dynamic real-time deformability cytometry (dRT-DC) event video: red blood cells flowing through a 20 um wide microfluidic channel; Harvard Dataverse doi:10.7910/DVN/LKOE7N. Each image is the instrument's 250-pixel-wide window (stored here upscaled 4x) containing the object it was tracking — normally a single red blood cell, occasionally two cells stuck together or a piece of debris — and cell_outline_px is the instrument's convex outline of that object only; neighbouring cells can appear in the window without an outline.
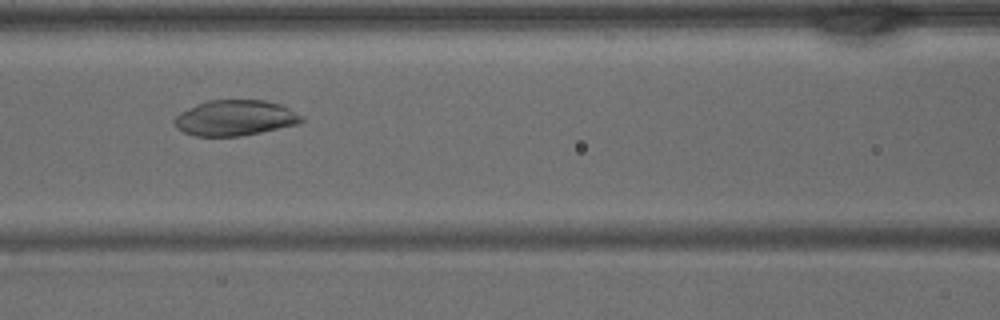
{"species": "common noctule bat (a hibernating species)", "species_latin": "Nyctalus noctula", "temperature_condition": "warm", "stored_images_in_passage": 40, "camera_frame_rate_fps": 3000, "um_per_image_px": 0.085, "animal": {"sex": "male", "body_mass_g": 15.6}, "frame": {"image": 1, "passage_image": 17, "time_ms": 5.333, "image_size_px": [1000, 320], "cell_outline_px": [[304, 120], [296, 124], [260, 132], [240, 136], [196, 136], [184, 132], [176, 128], [172, 120], [180, 112], [196, 104], [208, 100], [264, 100], [280, 104], [304, 116]], "centroid_in_image_um": [19.95, 10.02], "position_along_channel_um": 146.7, "area_um2": 26.3}}
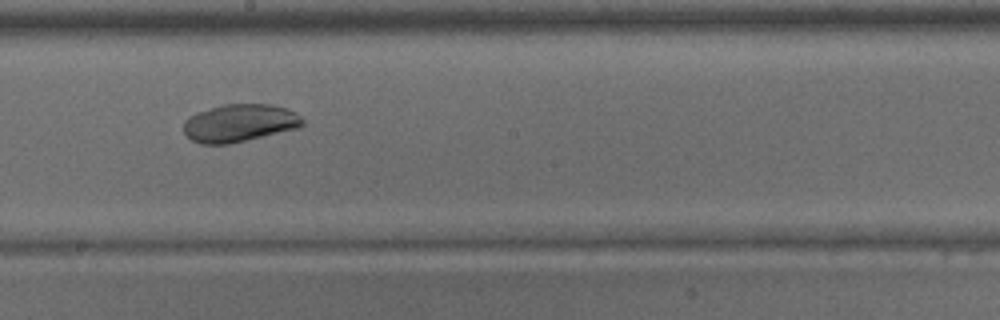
{"frame": {"image": 2, "passage_image": 22, "time_ms": 7.0, "image_size_px": [1000, 320], "cell_outline_px": [[304, 124], [300, 128], [228, 144], [200, 144], [192, 140], [184, 132], [184, 120], [188, 116], [196, 112], [220, 104], [272, 104], [288, 108], [296, 112], [304, 120]], "centroid_in_image_um": [20.37, 10.44], "position_along_channel_um": 227.8, "area_um2": 26.47}}
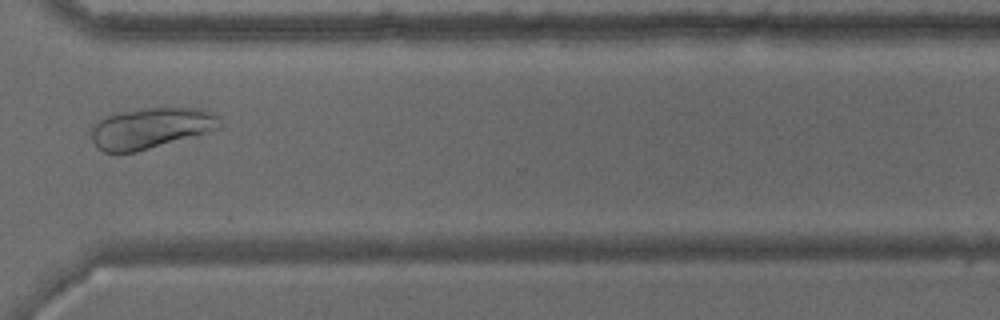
{"frame": {"image": 3, "passage_image": 30, "time_ms": 9.667, "image_size_px": [1000, 320], "cell_outline_px": [[224, 124], [220, 128], [196, 136], [136, 152], [104, 152], [96, 148], [92, 140], [92, 124], [96, 120], [120, 112], [140, 108], [200, 108], [212, 112], [220, 116]], "centroid_in_image_um": [12.86, 10.89], "position_along_channel_um": 357.7, "area_um2": 30.98}}